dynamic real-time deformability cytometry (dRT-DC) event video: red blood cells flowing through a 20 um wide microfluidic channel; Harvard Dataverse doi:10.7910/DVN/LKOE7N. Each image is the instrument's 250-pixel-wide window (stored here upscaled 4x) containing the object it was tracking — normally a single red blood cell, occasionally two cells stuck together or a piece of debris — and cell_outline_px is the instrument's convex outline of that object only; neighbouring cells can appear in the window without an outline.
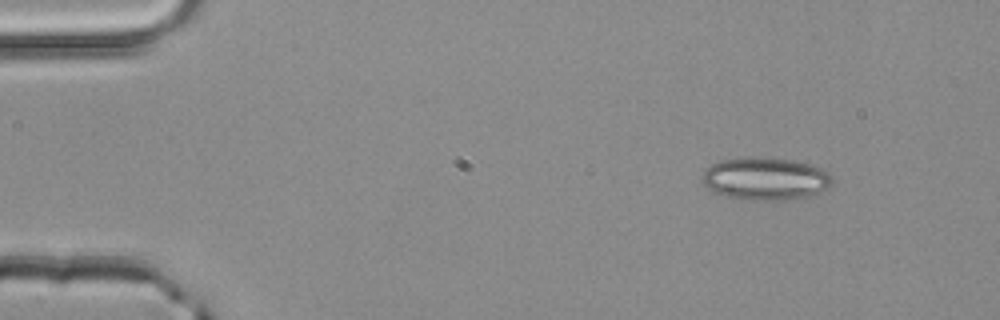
{"species": "common noctule bat (a hibernating species)", "species_latin": "Nyctalus noctula", "temperature_condition": "room temperature", "stored_images_in_passage": 2, "camera_frame_rate_fps": 3000, "um_per_image_px": 0.085, "animal": {"sex": "male", "body_mass_g": 20.4}, "frame": {"image": 1, "passage_image": 1, "time_ms": 0.0, "image_size_px": [1000, 320], "cell_outline_px": [[832, 184], [820, 192], [808, 196], [784, 200], [740, 200], [724, 196], [708, 188], [700, 180], [704, 168], [720, 160], [788, 160], [812, 164], [828, 172], [832, 176]], "centroid_in_image_um": [65.04, 15.25], "position_along_channel_um": 20.0, "area_um2": 31.62}}